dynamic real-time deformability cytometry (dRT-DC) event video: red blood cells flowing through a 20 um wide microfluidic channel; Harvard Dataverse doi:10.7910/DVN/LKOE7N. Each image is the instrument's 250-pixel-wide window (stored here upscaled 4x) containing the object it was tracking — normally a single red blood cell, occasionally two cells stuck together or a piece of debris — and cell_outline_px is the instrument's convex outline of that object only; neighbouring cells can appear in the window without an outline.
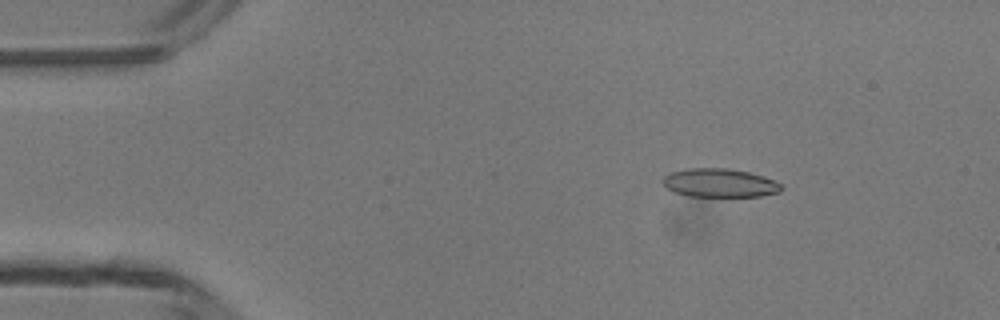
{"species": "common noctule bat (a hibernating species)", "species_latin": "Nyctalus noctula", "temperature_condition": "room temperature", "stored_images_in_passage": 4, "camera_frame_rate_fps": 3000, "um_per_image_px": 0.085, "animal": {"sex": "male", "body_mass_g": 13.3}, "frame": {"image": 1, "passage_image": 2, "time_ms": 1.333, "image_size_px": [1000, 320], "cell_outline_px": [[784, 188], [780, 192], [760, 196], [688, 196], [676, 192], [668, 188], [664, 184], [664, 176], [668, 172], [684, 168], [728, 168], [748, 172], [764, 176], [780, 184]], "centroid_in_image_um": [61.17, 15.54], "position_along_channel_um": 23.8, "area_um2": 19.71}}
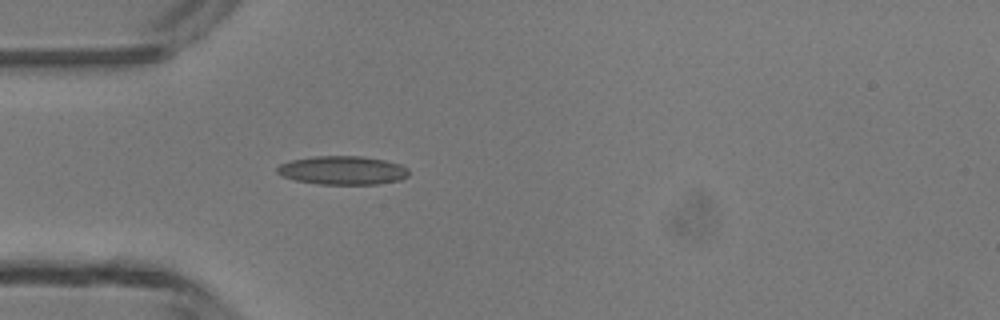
{"frame": {"image": 2, "passage_image": 4, "time_ms": 3.667, "image_size_px": [1000, 320], "cell_outline_px": [[408, 176], [400, 180], [380, 184], [320, 184], [296, 180], [284, 176], [276, 172], [276, 168], [280, 164], [292, 160], [316, 156], [360, 156], [384, 160], [400, 164], [408, 168]], "centroid_in_image_um": [29.15, 14.48], "position_along_channel_um": 55.9, "area_um2": 21.85}}